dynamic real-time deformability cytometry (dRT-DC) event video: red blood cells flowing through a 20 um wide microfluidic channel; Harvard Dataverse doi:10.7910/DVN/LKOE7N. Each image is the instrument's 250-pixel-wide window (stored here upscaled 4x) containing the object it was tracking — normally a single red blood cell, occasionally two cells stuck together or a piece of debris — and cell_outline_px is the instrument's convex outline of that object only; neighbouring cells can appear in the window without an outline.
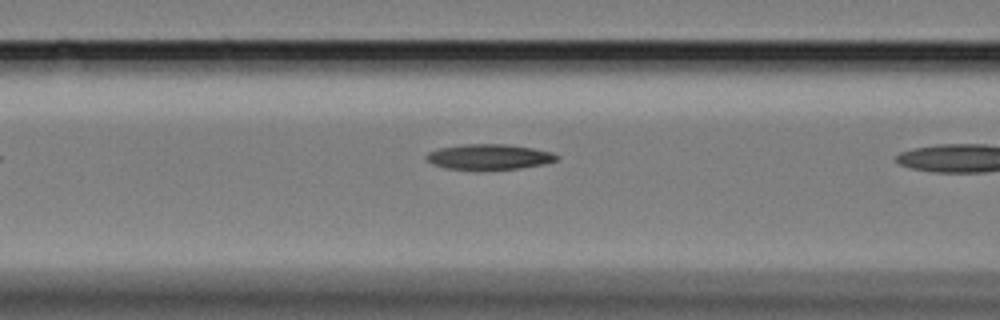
{"species": "Egyptian fruit bat (a non-hibernating species)", "species_latin": "Rousettus aegyptiacus", "temperature_condition": "cold", "stored_images_in_passage": 10, "camera_frame_rate_fps": 3000, "um_per_image_px": 0.085, "animal": {"sex": "female"}, "frame": {"image": 1, "passage_image": 9, "time_ms": 2.667, "image_size_px": [1000, 320], "cell_outline_px": [[560, 156], [556, 160], [544, 164], [520, 168], [444, 168], [432, 164], [424, 156], [428, 152], [440, 148], [464, 144], [504, 144], [532, 148], [552, 152]], "centroid_in_image_um": [41.57, 13.31], "position_along_channel_um": 125.0, "area_um2": 18.79}}